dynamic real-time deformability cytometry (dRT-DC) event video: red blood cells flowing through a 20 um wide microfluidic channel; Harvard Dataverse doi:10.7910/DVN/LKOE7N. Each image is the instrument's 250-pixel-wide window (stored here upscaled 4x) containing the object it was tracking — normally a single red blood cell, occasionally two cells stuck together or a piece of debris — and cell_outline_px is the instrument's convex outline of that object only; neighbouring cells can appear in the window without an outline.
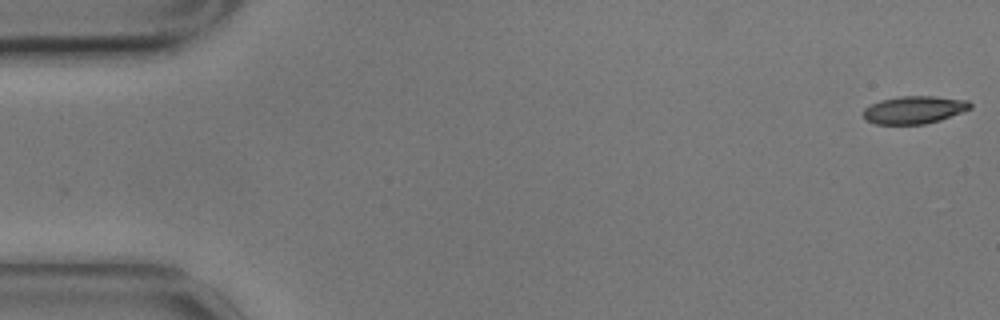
{"species": "common noctule bat (a hibernating species)", "species_latin": "Nyctalus noctula", "temperature_condition": "cold", "stored_images_in_passage": 58, "camera_frame_rate_fps": 3000, "um_per_image_px": 0.085, "animal": {"sex": "male", "body_mass_g": 17.9}, "frame": {"image": 1, "passage_image": 1, "time_ms": 0.0, "image_size_px": [1000, 320], "cell_outline_px": [[972, 108], [940, 120], [924, 124], [876, 124], [864, 120], [864, 108], [880, 100], [900, 96], [936, 96], [968, 100], [972, 104]], "centroid_in_image_um": [77.71, 9.33], "position_along_channel_um": 7.3, "area_um2": 17.28}}
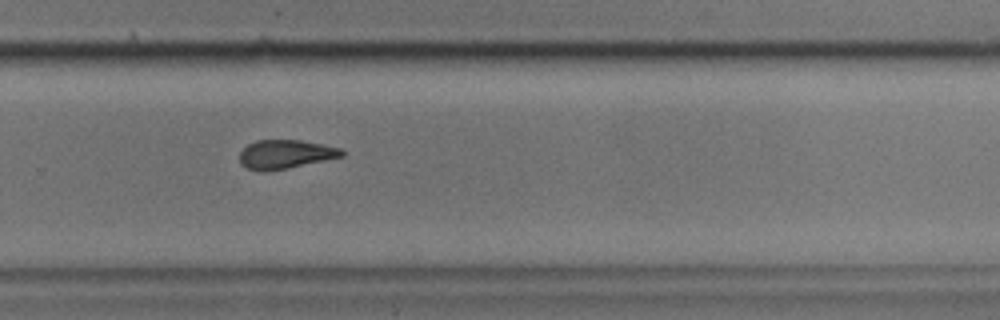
{"frame": {"image": 2, "passage_image": 38, "time_ms": 12.333, "image_size_px": [1000, 320], "cell_outline_px": [[344, 156], [288, 168], [264, 172], [260, 172], [248, 168], [240, 164], [240, 152], [248, 144], [256, 140], [300, 140], [340, 148], [344, 152]], "centroid_in_image_um": [24.23, 13.12], "position_along_channel_um": 305.6, "area_um2": 17.11}}
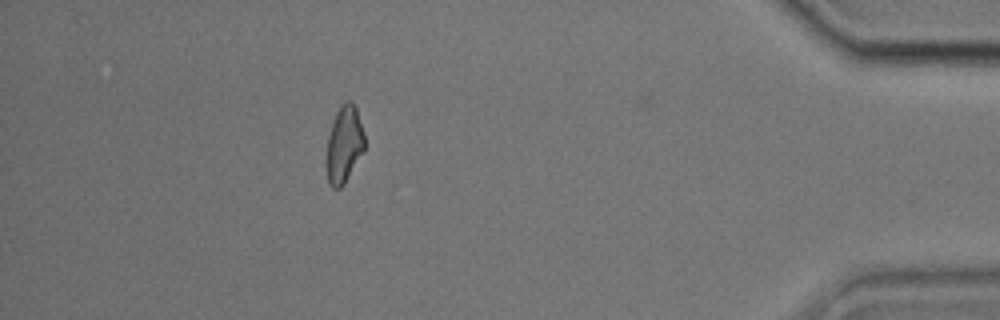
{"frame": {"image": 3, "passage_image": 51, "time_ms": 16.667, "image_size_px": [1000, 320], "cell_outline_px": [[364, 152], [344, 184], [340, 188], [332, 188], [328, 184], [324, 168], [324, 160], [328, 136], [336, 112], [340, 104], [344, 100], [352, 100], [356, 108], [364, 132]], "centroid_in_image_um": [29.21, 12.31], "position_along_channel_um": 406.0, "area_um2": 17.74}, "authors_computed_cell_mechanics": {"area_um2": 17.8891, "velocity_mm_per_s": 3.4828, "shape_relaxation_time_tau1_ms": 4.1616, "shape_relaxation_time_tau2_ms": 10.4944, "deformation_change_tau1": 0.1387, "deformation_change_tau2": 0.2004}}